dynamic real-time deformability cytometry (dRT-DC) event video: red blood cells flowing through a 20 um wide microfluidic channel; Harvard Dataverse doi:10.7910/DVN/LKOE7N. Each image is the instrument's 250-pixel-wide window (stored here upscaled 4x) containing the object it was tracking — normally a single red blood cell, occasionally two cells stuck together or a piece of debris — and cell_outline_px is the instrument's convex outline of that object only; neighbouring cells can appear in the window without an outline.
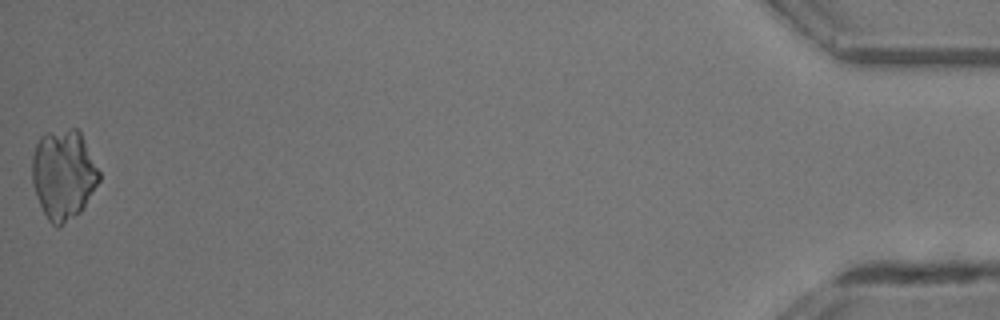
{"species": "common noctule bat (a hibernating species)", "species_latin": "Nyctalus noctula", "temperature_condition": "room temperature", "stored_images_in_passage": 30, "camera_frame_rate_fps": 3000, "um_per_image_px": 0.085, "animal": {"sex": "male", "body_mass_g": 13.3}, "frame": {"image": 1, "passage_image": 30, "time_ms": 9.667, "image_size_px": [1000, 320], "cell_outline_px": [[100, 180], [84, 208], [80, 212], [60, 228], [56, 228], [48, 220], [36, 196], [32, 184], [32, 156], [36, 144], [40, 136], [44, 132], [68, 128], [76, 128], [80, 132], [100, 172]], "centroid_in_image_um": [5.38, 14.84], "position_along_channel_um": 429.8, "area_um2": 35.43}}